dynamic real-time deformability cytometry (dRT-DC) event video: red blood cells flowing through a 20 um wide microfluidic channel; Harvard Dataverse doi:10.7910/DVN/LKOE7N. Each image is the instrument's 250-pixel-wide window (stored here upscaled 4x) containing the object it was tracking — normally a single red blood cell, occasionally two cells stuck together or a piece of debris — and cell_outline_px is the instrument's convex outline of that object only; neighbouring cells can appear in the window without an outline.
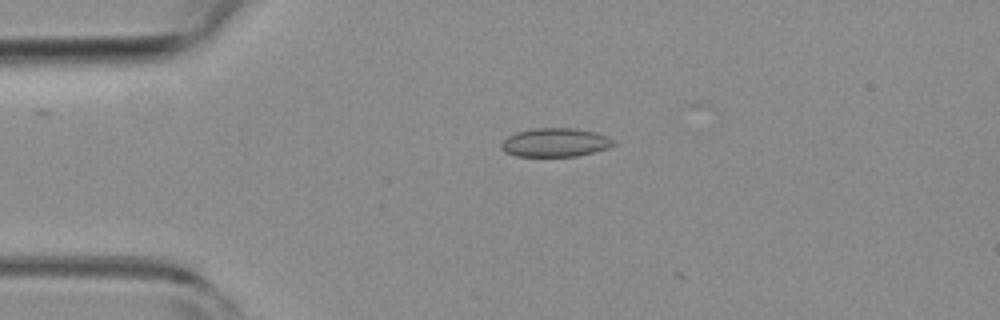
{"species": "common noctule bat (a hibernating species)", "species_latin": "Nyctalus noctula", "temperature_condition": "room temperature", "stored_images_in_passage": 15, "camera_frame_rate_fps": 3000, "um_per_image_px": 0.085, "animal": {"sex": "female", "body_mass_g": 19.3, "forearm_length_mm": 54.1}, "frame": {"image": 1, "passage_image": 12, "time_ms": 3.667, "image_size_px": [1000, 320], "cell_outline_px": [[616, 144], [608, 148], [576, 156], [516, 156], [504, 152], [500, 148], [500, 144], [508, 136], [516, 132], [536, 128], [572, 128], [596, 132], [608, 136], [616, 140]], "centroid_in_image_um": [47.2, 12.11], "position_along_channel_um": 37.8, "area_um2": 18.84}}